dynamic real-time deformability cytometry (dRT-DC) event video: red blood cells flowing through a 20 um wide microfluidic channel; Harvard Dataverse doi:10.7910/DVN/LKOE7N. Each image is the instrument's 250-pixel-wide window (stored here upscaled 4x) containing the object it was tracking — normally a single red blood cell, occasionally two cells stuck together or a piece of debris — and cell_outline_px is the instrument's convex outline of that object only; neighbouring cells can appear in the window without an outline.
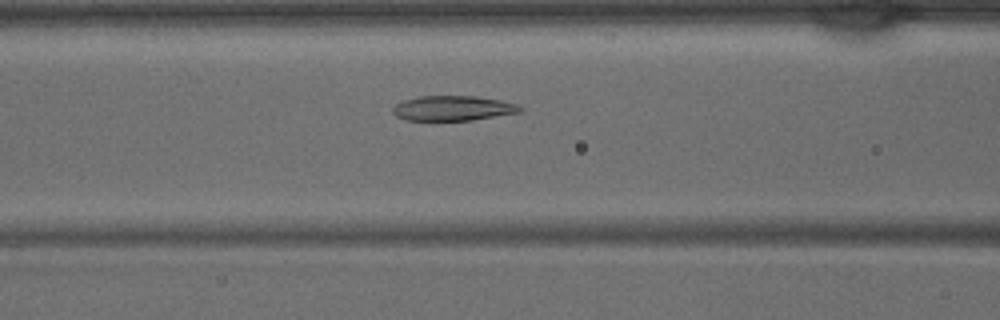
{"species": "common noctule bat (a hibernating species)", "species_latin": "Nyctalus noctula", "temperature_condition": "warm", "stored_images_in_passage": 31, "camera_frame_rate_fps": 3000, "um_per_image_px": 0.085, "animal": {"sex": "male", "body_mass_g": 15.6}, "frame": {"image": 1, "passage_image": 6, "time_ms": 1.667, "image_size_px": [1000, 320], "cell_outline_px": [[524, 108], [520, 112], [472, 120], [408, 120], [396, 116], [392, 112], [392, 108], [396, 104], [404, 100], [420, 96], [476, 96], [500, 100], [520, 104]], "centroid_in_image_um": [38.53, 9.19], "position_along_channel_um": 128.1, "area_um2": 18.5}}
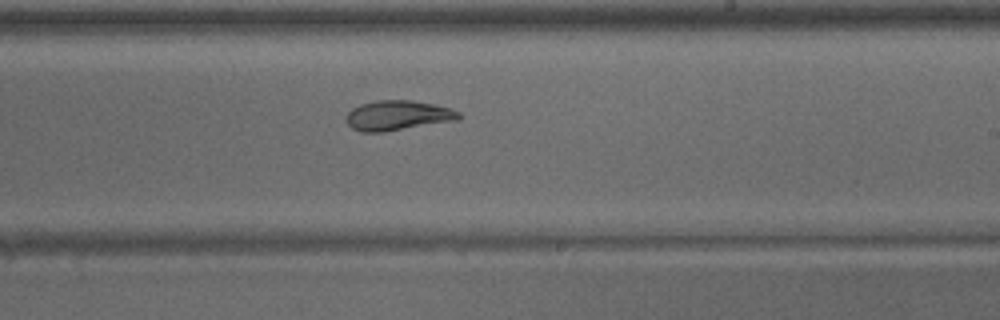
{"frame": {"image": 2, "passage_image": 14, "time_ms": 4.333, "image_size_px": [1000, 320], "cell_outline_px": [[464, 116], [456, 120], [384, 132], [360, 132], [352, 128], [344, 120], [348, 112], [352, 108], [360, 104], [376, 100], [412, 100], [432, 104], [448, 108], [460, 112]], "centroid_in_image_um": [33.77, 9.81], "position_along_channel_um": 255.2, "area_um2": 19.65}}
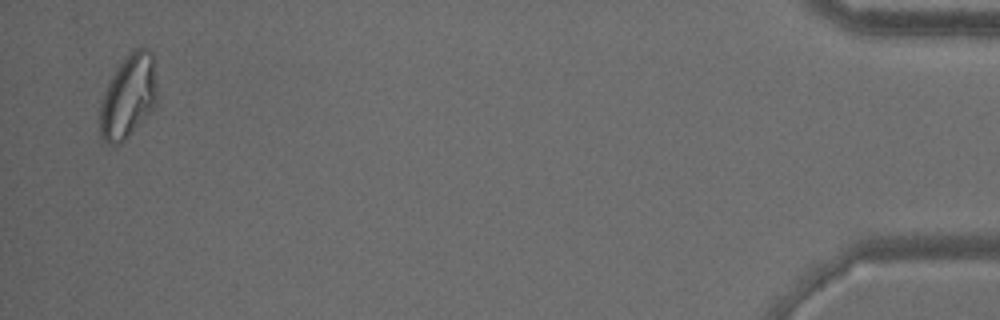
{"frame": {"image": 3, "passage_image": 30, "time_ms": 9.667, "image_size_px": [1000, 320], "cell_outline_px": [[156, 108], [116, 148], [104, 144], [100, 140], [100, 104], [104, 92], [116, 68], [124, 56], [128, 52], [136, 48], [144, 48], [152, 52], [156, 60]], "centroid_in_image_um": [10.91, 8.22], "position_along_channel_um": 424.3, "area_um2": 28.67}}